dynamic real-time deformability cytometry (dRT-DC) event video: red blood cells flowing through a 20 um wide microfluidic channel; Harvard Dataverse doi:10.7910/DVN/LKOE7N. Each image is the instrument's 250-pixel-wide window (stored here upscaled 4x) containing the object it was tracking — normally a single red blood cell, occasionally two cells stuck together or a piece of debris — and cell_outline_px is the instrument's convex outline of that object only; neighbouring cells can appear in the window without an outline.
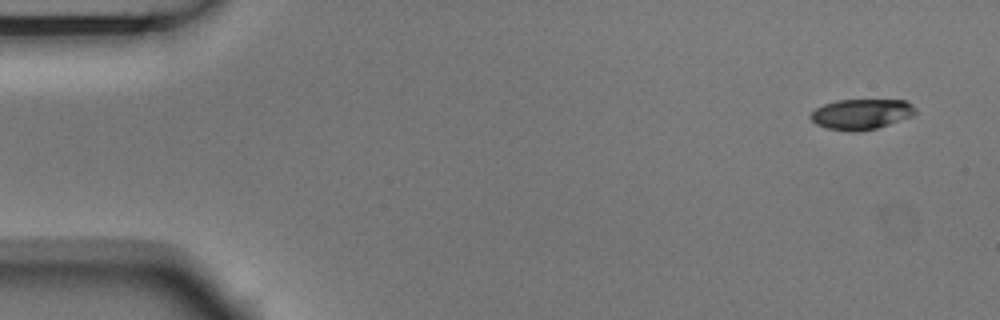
{"species": "Egyptian fruit bat (a non-hibernating species)", "species_latin": "Rousettus aegyptiacus", "temperature_condition": "room temperature", "stored_images_in_passage": 7, "camera_frame_rate_fps": 3000, "um_per_image_px": 0.085, "animal": {"sex": "male"}, "frame": {"image": 1, "passage_image": 1, "time_ms": 0.0, "image_size_px": [1000, 320], "cell_outline_px": [[916, 112], [912, 116], [876, 128], [856, 132], [848, 132], [828, 128], [816, 124], [808, 116], [816, 108], [824, 104], [836, 100], [904, 100], [912, 104], [916, 108]], "centroid_in_image_um": [73.19, 9.7], "position_along_channel_um": 11.8, "area_um2": 18.55}}